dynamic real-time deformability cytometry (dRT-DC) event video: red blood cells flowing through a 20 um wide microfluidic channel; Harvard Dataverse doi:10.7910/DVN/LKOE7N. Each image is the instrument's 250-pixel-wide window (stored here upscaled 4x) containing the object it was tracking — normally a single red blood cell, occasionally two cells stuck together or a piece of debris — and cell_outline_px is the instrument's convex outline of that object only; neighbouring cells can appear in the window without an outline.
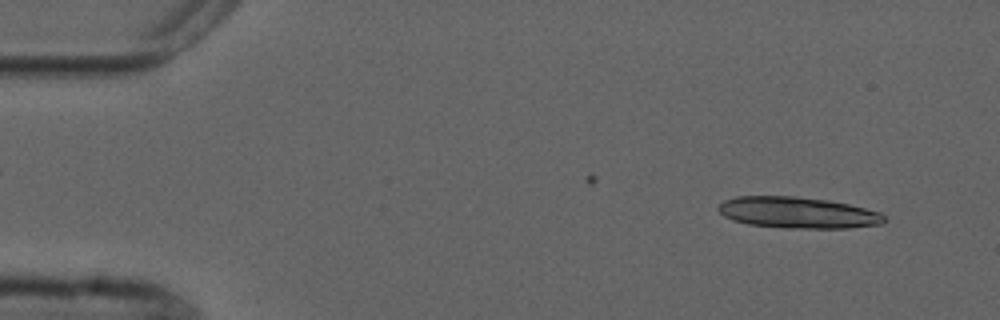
{"species": "common noctule bat (a hibernating species)", "species_latin": "Nyctalus noctula", "temperature_condition": "cold", "stored_images_in_passage": 4, "camera_frame_rate_fps": 3000, "um_per_image_px": 0.085, "animal": {"sex": "male", "forearm_length_mm": 52.5}, "frame": {"image": 1, "passage_image": 2, "time_ms": 3.0, "image_size_px": [1000, 320], "cell_outline_px": [[888, 220], [884, 224], [848, 228], [784, 228], [748, 224], [732, 220], [724, 216], [716, 208], [724, 200], [736, 196], [796, 196], [828, 200], [848, 204], [880, 212], [888, 216]], "centroid_in_image_um": [67.84, 18.08], "position_along_channel_um": 17.2, "area_um2": 30.58}}